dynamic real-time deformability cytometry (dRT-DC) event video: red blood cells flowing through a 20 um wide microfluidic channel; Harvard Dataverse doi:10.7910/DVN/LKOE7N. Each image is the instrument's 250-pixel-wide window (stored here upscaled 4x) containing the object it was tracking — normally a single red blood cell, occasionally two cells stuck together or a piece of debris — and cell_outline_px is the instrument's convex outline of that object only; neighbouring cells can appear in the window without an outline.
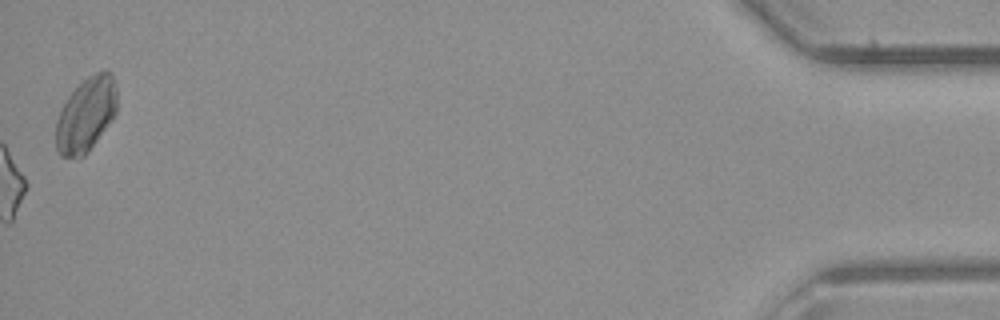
{"species": "common noctule bat (a hibernating species)", "species_latin": "Nyctalus noctula", "temperature_condition": "room temperature", "stored_images_in_passage": 28, "camera_frame_rate_fps": 3000, "um_per_image_px": 0.085, "animal": {"sex": "male", "body_mass_g": 23.1, "forearm_length_mm": 52.7}, "frame": {"image": 1, "passage_image": 28, "time_ms": 9.0, "image_size_px": [1000, 320], "cell_outline_px": [[116, 112], [96, 140], [84, 156], [60, 156], [56, 152], [56, 120], [68, 96], [88, 76], [104, 68], [112, 72], [116, 88]], "centroid_in_image_um": [7.31, 9.7], "position_along_channel_um": 427.9, "area_um2": 26.07}}